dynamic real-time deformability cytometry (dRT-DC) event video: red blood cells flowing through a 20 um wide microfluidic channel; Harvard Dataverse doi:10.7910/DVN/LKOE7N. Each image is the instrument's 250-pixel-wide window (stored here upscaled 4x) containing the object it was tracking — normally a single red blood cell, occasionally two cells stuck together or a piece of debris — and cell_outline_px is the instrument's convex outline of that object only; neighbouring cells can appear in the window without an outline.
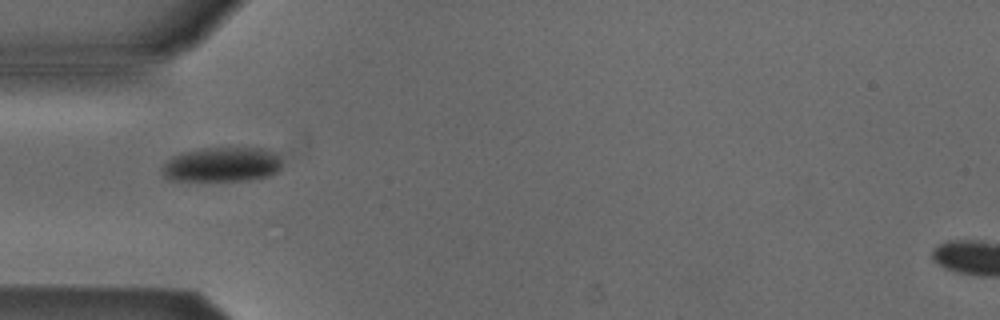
{"species": "Egyptian fruit bat (a non-hibernating species)", "species_latin": "Rousettus aegyptiacus", "temperature_condition": "cold", "stored_images_in_passage": 5, "camera_frame_rate_fps": 3000, "um_per_image_px": 0.085, "animal": {"sex": "male"}, "frame": {"image": 1, "passage_image": 5, "time_ms": 1.333, "image_size_px": [1000, 320], "cell_outline_px": [[280, 168], [272, 176], [248, 180], [168, 180], [160, 172], [160, 168], [172, 156], [180, 152], [204, 148], [268, 148], [280, 152]], "centroid_in_image_um": [18.89, 13.97], "position_along_channel_um": 66.1, "area_um2": 24.62}}